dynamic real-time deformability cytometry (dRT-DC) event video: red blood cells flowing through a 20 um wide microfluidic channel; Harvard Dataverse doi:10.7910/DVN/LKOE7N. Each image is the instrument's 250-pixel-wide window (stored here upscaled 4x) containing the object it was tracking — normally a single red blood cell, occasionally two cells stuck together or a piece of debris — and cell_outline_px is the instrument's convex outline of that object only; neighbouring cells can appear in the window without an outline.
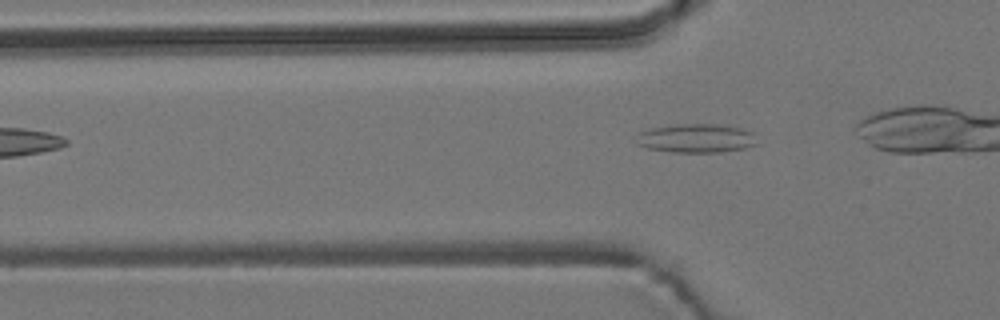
{"species": "common noctule bat (a hibernating species)", "species_latin": "Nyctalus noctula", "temperature_condition": "room temperature", "stored_images_in_passage": 4, "camera_frame_rate_fps": 3000, "um_per_image_px": 0.085, "animal": {"sex": "male", "body_mass_g": 19.2, "forearm_length_mm": 51.8}, "frame": {"image": 1, "passage_image": 4, "time_ms": 3.667, "image_size_px": [1000, 320], "cell_outline_px": [[760, 144], [744, 148], [720, 152], [672, 152], [648, 148], [636, 144], [640, 132], [652, 128], [672, 124], [716, 124], [740, 128], [752, 132]], "centroid_in_image_um": [59.21, 11.75], "position_along_channel_um": 66.6, "area_um2": 20.29}}